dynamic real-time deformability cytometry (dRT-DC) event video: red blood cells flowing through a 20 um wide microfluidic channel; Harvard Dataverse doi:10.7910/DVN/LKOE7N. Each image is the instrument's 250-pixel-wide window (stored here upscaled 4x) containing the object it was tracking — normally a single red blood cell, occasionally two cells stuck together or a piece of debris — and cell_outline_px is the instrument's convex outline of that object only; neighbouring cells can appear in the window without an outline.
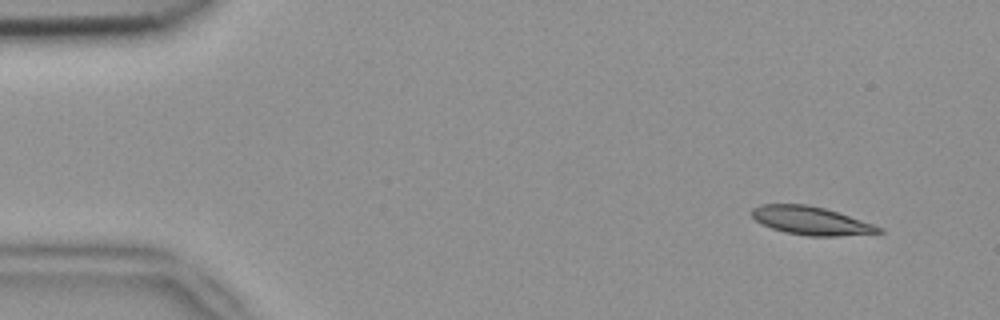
{"species": "common noctule bat (a hibernating species)", "species_latin": "Nyctalus noctula", "temperature_condition": "room temperature", "stored_images_in_passage": 5, "segment_of_instrument_passage": [1, 2], "camera_frame_rate_fps": 3000, "um_per_image_px": 0.085, "animal": {"sex": "female", "body_mass_g": 18.4}, "frame": {"image": 1, "passage_image": 1, "time_ms": 0.0, "image_size_px": [1000, 320], "cell_outline_px": [[884, 232], [836, 236], [808, 236], [784, 232], [772, 228], [756, 220], [752, 216], [752, 208], [760, 204], [808, 204], [824, 208], [884, 228]], "centroid_in_image_um": [68.91, 18.75], "position_along_channel_um": 16.1, "area_um2": 20.63}}
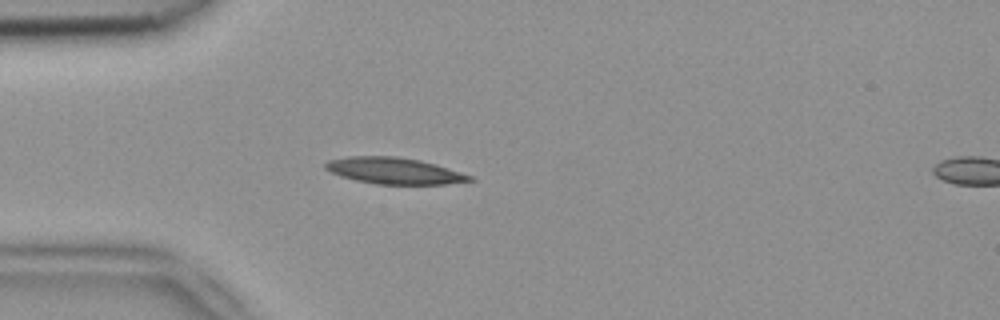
{"frame": {"image": 2, "passage_image": 4, "time_ms": 1.0, "image_size_px": [1000, 320], "cell_outline_px": [[476, 180], [444, 184], [376, 184], [356, 180], [340, 176], [324, 168], [324, 164], [328, 160], [348, 156], [396, 156], [420, 160], [436, 164], [472, 176]], "centroid_in_image_um": [33.49, 14.51], "position_along_channel_um": 51.5, "area_um2": 22.14}}